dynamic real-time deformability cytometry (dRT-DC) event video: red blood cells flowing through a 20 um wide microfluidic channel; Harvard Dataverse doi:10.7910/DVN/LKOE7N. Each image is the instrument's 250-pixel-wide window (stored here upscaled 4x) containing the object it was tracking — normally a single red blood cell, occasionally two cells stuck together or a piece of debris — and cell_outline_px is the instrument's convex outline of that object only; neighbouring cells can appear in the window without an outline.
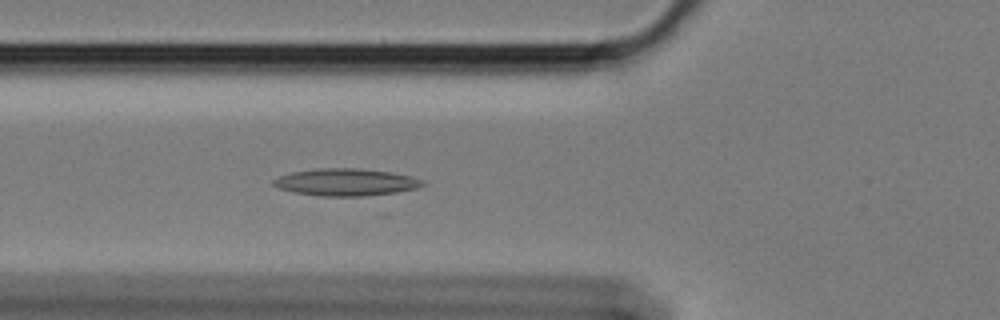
{"species": "Egyptian fruit bat (a non-hibernating species)", "species_latin": "Rousettus aegyptiacus", "temperature_condition": "cold", "stored_images_in_passage": 57, "camera_frame_rate_fps": 3000, "um_per_image_px": 0.085, "animal": {"sex": "female"}, "frame": {"image": 1, "passage_image": 20, "time_ms": 6.333, "image_size_px": [1000, 320], "cell_outline_px": [[424, 184], [416, 188], [396, 192], [364, 196], [320, 196], [292, 192], [280, 188], [272, 184], [272, 180], [280, 176], [292, 172], [320, 168], [356, 168], [388, 172], [412, 176], [424, 180]], "centroid_in_image_um": [29.38, 15.49], "position_along_channel_um": 96.4, "area_um2": 23.47}}
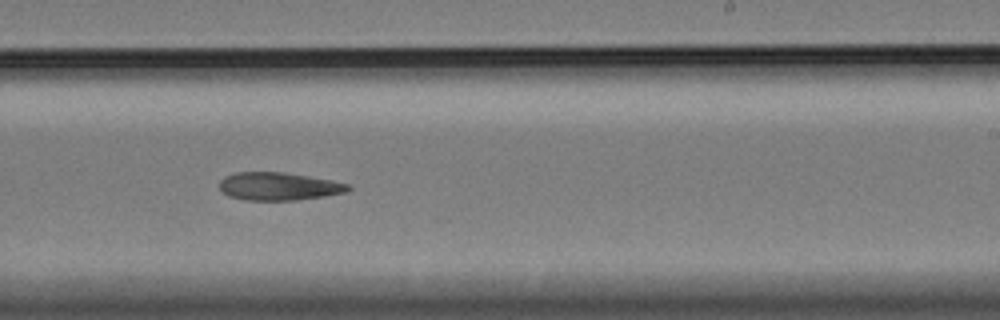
{"frame": {"image": 2, "passage_image": 35, "time_ms": 11.333, "image_size_px": [1000, 320], "cell_outline_px": [[352, 188], [348, 192], [324, 196], [296, 200], [244, 200], [228, 196], [220, 188], [220, 180], [224, 176], [236, 172], [284, 172], [308, 176], [348, 184]], "centroid_in_image_um": [23.67, 15.84], "position_along_channel_um": 265.3, "area_um2": 20.87}}
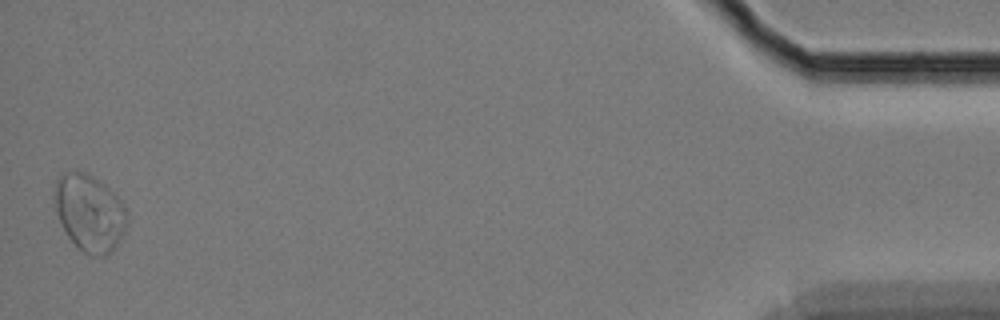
{"frame": {"image": 3, "passage_image": 57, "time_ms": 18.667, "image_size_px": [1000, 320], "cell_outline_px": [[128, 220], [124, 232], [120, 240], [112, 252], [104, 256], [92, 256], [76, 248], [68, 236], [60, 220], [52, 196], [56, 180], [64, 172], [84, 172], [92, 176], [104, 184], [124, 204], [128, 212]], "centroid_in_image_um": [7.62, 18.11], "position_along_channel_um": 427.6, "area_um2": 32.6}}